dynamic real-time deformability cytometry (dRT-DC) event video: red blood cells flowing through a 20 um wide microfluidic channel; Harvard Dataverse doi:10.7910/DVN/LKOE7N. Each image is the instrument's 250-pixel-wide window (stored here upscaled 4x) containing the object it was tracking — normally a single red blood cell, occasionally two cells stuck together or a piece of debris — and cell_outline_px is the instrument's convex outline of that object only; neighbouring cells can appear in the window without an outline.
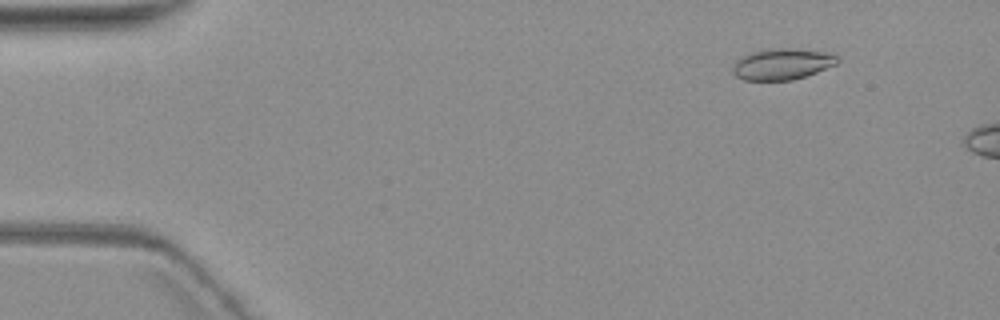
{"species": "common noctule bat (a hibernating species)", "species_latin": "Nyctalus noctula", "temperature_condition": "warm", "stored_images_in_passage": 4, "camera_frame_rate_fps": 3000, "um_per_image_px": 0.085, "animal": {"sex": "female", "body_mass_g": 19.3, "forearm_length_mm": 54.1}, "frame": {"image": 1, "passage_image": 2, "time_ms": 1.0, "image_size_px": [1000, 320], "cell_outline_px": [[840, 60], [836, 64], [816, 72], [792, 80], [744, 80], [736, 76], [732, 72], [732, 68], [744, 56], [752, 52], [768, 48], [792, 48], [824, 52], [836, 56]], "centroid_in_image_um": [66.49, 5.45], "position_along_channel_um": 18.5, "area_um2": 18.67}}